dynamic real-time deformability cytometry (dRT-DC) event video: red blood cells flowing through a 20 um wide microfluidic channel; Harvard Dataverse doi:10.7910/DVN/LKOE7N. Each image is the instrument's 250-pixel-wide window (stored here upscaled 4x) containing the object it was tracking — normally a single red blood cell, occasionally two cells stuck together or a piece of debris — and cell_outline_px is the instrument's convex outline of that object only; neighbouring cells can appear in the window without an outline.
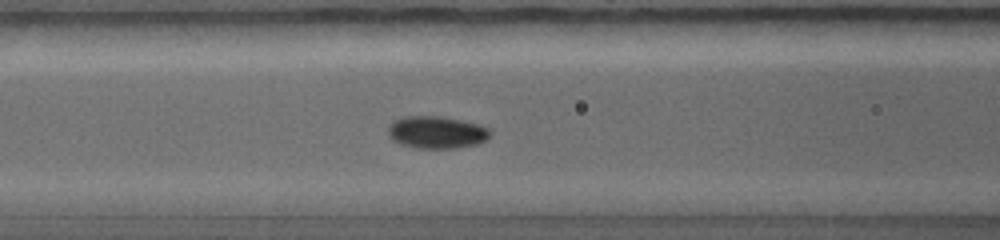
{"species": "common noctule bat (a hibernating species)", "species_latin": "Nyctalus noctula", "temperature_condition": "warm", "stored_images_in_passage": 34, "camera_frame_rate_fps": 5000, "um_per_image_px": 0.085, "animal": {"sex": "female", "body_mass_g": 19.0, "forearm_length_mm": 56.7}, "frame": {"image": 1, "passage_image": 14, "time_ms": 3.4, "image_size_px": [1000, 240], "cell_outline_px": [[492, 132], [488, 140], [476, 144], [456, 148], [416, 148], [400, 144], [392, 140], [388, 136], [388, 128], [396, 120], [404, 116], [440, 116], [480, 124], [492, 128]], "centroid_in_image_um": [37.16, 11.25], "position_along_channel_um": 129.4, "area_um2": 19.42}}
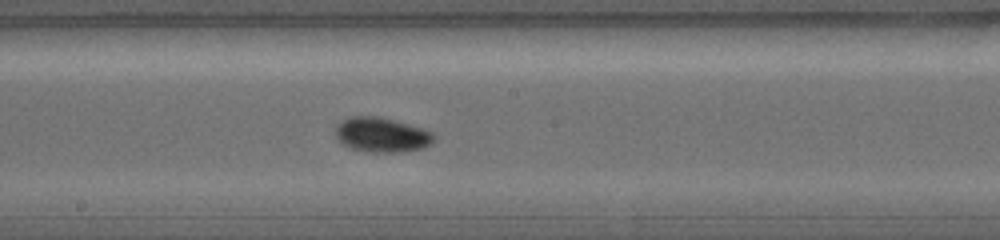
{"frame": {"image": 2, "passage_image": 19, "time_ms": 4.8, "image_size_px": [1000, 240], "cell_outline_px": [[436, 136], [432, 144], [420, 148], [400, 152], [368, 152], [352, 148], [344, 144], [336, 136], [336, 124], [352, 116], [376, 116], [424, 128], [432, 132]], "centroid_in_image_um": [32.47, 11.46], "position_along_channel_um": 215.7, "area_um2": 19.71}}
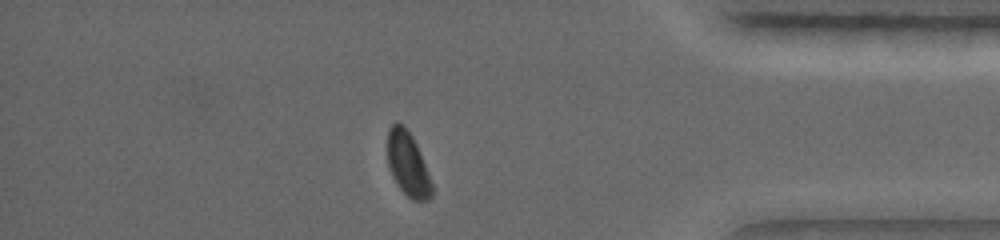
{"frame": {"image": 3, "passage_image": 32, "time_ms": 8.2, "image_size_px": [1000, 240], "cell_outline_px": [[432, 196], [428, 200], [412, 200], [400, 188], [392, 176], [388, 164], [388, 128], [396, 120], [404, 124], [412, 136], [416, 144], [428, 172], [432, 184]], "centroid_in_image_um": [34.66, 13.91], "position_along_channel_um": 400.5, "area_um2": 16.47}}